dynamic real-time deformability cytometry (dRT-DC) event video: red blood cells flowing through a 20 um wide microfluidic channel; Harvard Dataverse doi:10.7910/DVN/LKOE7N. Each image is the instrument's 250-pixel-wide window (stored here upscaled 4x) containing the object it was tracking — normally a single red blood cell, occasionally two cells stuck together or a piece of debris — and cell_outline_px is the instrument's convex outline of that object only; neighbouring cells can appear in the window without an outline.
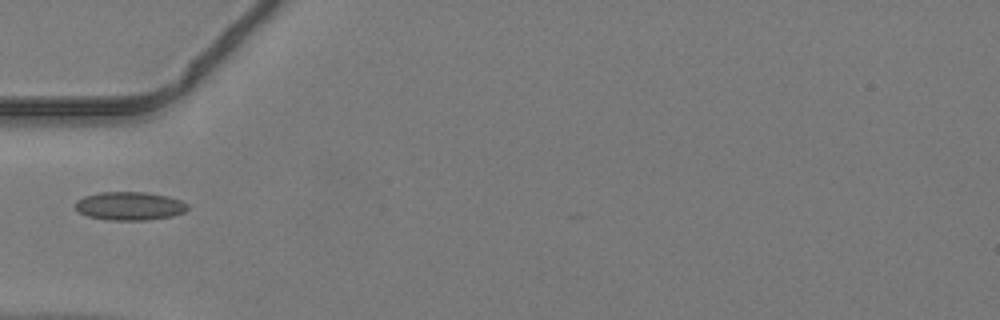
{"species": "common noctule bat (a hibernating species)", "species_latin": "Nyctalus noctula", "temperature_condition": "warm", "stored_images_in_passage": 4, "camera_frame_rate_fps": 3000, "um_per_image_px": 0.085, "animal": {"sex": "male", "body_mass_g": 19.2, "forearm_length_mm": 51.8}, "frame": {"image": 1, "passage_image": 1, "time_ms": 0.0, "image_size_px": [1000, 320], "cell_outline_px": [[188, 208], [184, 212], [172, 216], [148, 220], [108, 220], [88, 216], [80, 212], [76, 208], [76, 200], [84, 196], [100, 192], [144, 192], [168, 196], [180, 200], [188, 204]], "centroid_in_image_um": [11.03, 17.51], "position_along_channel_um": 74.0, "area_um2": 18.55}}
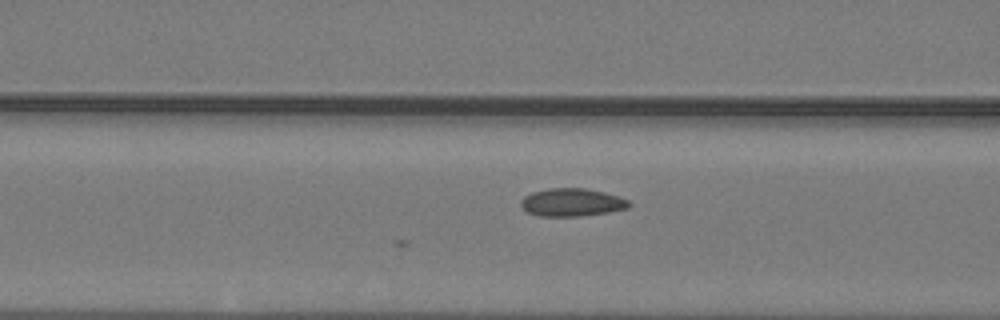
{"frame": {"image": 2, "passage_image": 4, "time_ms": 1.0, "image_size_px": [1000, 320], "cell_outline_px": [[632, 204], [628, 208], [608, 212], [580, 216], [540, 216], [528, 212], [520, 204], [520, 200], [524, 196], [532, 192], [548, 188], [584, 188], [604, 192], [628, 200]], "centroid_in_image_um": [48.6, 17.2], "position_along_channel_um": 118.0, "area_um2": 17.51}}